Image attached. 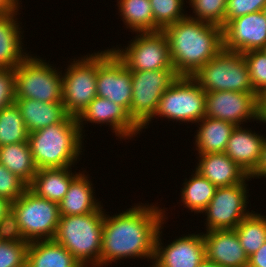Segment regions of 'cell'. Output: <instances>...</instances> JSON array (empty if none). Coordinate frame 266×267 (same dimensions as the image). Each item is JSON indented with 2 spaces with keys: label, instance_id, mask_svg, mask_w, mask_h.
Segmentation results:
<instances>
[{
  "label": "cell",
  "instance_id": "cell-1",
  "mask_svg": "<svg viewBox=\"0 0 266 267\" xmlns=\"http://www.w3.org/2000/svg\"><path fill=\"white\" fill-rule=\"evenodd\" d=\"M141 204L112 216L104 210L101 258L97 267L117 264V260L124 258H147L153 262L156 237L166 222V212L156 204Z\"/></svg>",
  "mask_w": 266,
  "mask_h": 267
},
{
  "label": "cell",
  "instance_id": "cell-2",
  "mask_svg": "<svg viewBox=\"0 0 266 267\" xmlns=\"http://www.w3.org/2000/svg\"><path fill=\"white\" fill-rule=\"evenodd\" d=\"M178 76L194 75L223 49V28L185 17L162 30Z\"/></svg>",
  "mask_w": 266,
  "mask_h": 267
},
{
  "label": "cell",
  "instance_id": "cell-3",
  "mask_svg": "<svg viewBox=\"0 0 266 267\" xmlns=\"http://www.w3.org/2000/svg\"><path fill=\"white\" fill-rule=\"evenodd\" d=\"M83 139L77 118L68 115L60 123L30 132L28 142L38 169L66 168L81 159Z\"/></svg>",
  "mask_w": 266,
  "mask_h": 267
},
{
  "label": "cell",
  "instance_id": "cell-4",
  "mask_svg": "<svg viewBox=\"0 0 266 267\" xmlns=\"http://www.w3.org/2000/svg\"><path fill=\"white\" fill-rule=\"evenodd\" d=\"M60 220L59 204L29 188L11 204L9 233L30 243L53 239Z\"/></svg>",
  "mask_w": 266,
  "mask_h": 267
},
{
  "label": "cell",
  "instance_id": "cell-5",
  "mask_svg": "<svg viewBox=\"0 0 266 267\" xmlns=\"http://www.w3.org/2000/svg\"><path fill=\"white\" fill-rule=\"evenodd\" d=\"M103 220V210L85 215L60 216L53 239L83 267H97L101 258Z\"/></svg>",
  "mask_w": 266,
  "mask_h": 267
},
{
  "label": "cell",
  "instance_id": "cell-6",
  "mask_svg": "<svg viewBox=\"0 0 266 267\" xmlns=\"http://www.w3.org/2000/svg\"><path fill=\"white\" fill-rule=\"evenodd\" d=\"M112 49L74 59L62 74V102L68 115L78 117L97 96L98 66Z\"/></svg>",
  "mask_w": 266,
  "mask_h": 267
},
{
  "label": "cell",
  "instance_id": "cell-7",
  "mask_svg": "<svg viewBox=\"0 0 266 267\" xmlns=\"http://www.w3.org/2000/svg\"><path fill=\"white\" fill-rule=\"evenodd\" d=\"M192 78L205 92L236 91L256 93L243 53L222 49Z\"/></svg>",
  "mask_w": 266,
  "mask_h": 267
},
{
  "label": "cell",
  "instance_id": "cell-8",
  "mask_svg": "<svg viewBox=\"0 0 266 267\" xmlns=\"http://www.w3.org/2000/svg\"><path fill=\"white\" fill-rule=\"evenodd\" d=\"M29 55L15 69V99L62 102V71Z\"/></svg>",
  "mask_w": 266,
  "mask_h": 267
},
{
  "label": "cell",
  "instance_id": "cell-9",
  "mask_svg": "<svg viewBox=\"0 0 266 267\" xmlns=\"http://www.w3.org/2000/svg\"><path fill=\"white\" fill-rule=\"evenodd\" d=\"M205 107L206 92L192 77L178 76L161 96L153 118L197 124L205 117Z\"/></svg>",
  "mask_w": 266,
  "mask_h": 267
},
{
  "label": "cell",
  "instance_id": "cell-10",
  "mask_svg": "<svg viewBox=\"0 0 266 267\" xmlns=\"http://www.w3.org/2000/svg\"><path fill=\"white\" fill-rule=\"evenodd\" d=\"M177 77L175 70L131 71L130 117L141 129L150 124L161 96Z\"/></svg>",
  "mask_w": 266,
  "mask_h": 267
},
{
  "label": "cell",
  "instance_id": "cell-11",
  "mask_svg": "<svg viewBox=\"0 0 266 267\" xmlns=\"http://www.w3.org/2000/svg\"><path fill=\"white\" fill-rule=\"evenodd\" d=\"M130 41L125 49H111L131 71L174 70L162 31L137 33Z\"/></svg>",
  "mask_w": 266,
  "mask_h": 267
},
{
  "label": "cell",
  "instance_id": "cell-12",
  "mask_svg": "<svg viewBox=\"0 0 266 267\" xmlns=\"http://www.w3.org/2000/svg\"><path fill=\"white\" fill-rule=\"evenodd\" d=\"M249 176L244 182L227 187H218L205 213L206 231L235 229L251 212L247 209Z\"/></svg>",
  "mask_w": 266,
  "mask_h": 267
},
{
  "label": "cell",
  "instance_id": "cell-13",
  "mask_svg": "<svg viewBox=\"0 0 266 267\" xmlns=\"http://www.w3.org/2000/svg\"><path fill=\"white\" fill-rule=\"evenodd\" d=\"M205 117L239 126L247 120L262 122L259 95L236 91L206 92Z\"/></svg>",
  "mask_w": 266,
  "mask_h": 267
},
{
  "label": "cell",
  "instance_id": "cell-14",
  "mask_svg": "<svg viewBox=\"0 0 266 267\" xmlns=\"http://www.w3.org/2000/svg\"><path fill=\"white\" fill-rule=\"evenodd\" d=\"M160 227L155 242V253L150 267H198L206 258L205 242L201 233L186 234L163 246Z\"/></svg>",
  "mask_w": 266,
  "mask_h": 267
},
{
  "label": "cell",
  "instance_id": "cell-15",
  "mask_svg": "<svg viewBox=\"0 0 266 267\" xmlns=\"http://www.w3.org/2000/svg\"><path fill=\"white\" fill-rule=\"evenodd\" d=\"M84 121L102 126L103 124L109 125L115 136L124 140H129L142 131L124 107L98 96L77 117L82 136H86L83 135Z\"/></svg>",
  "mask_w": 266,
  "mask_h": 267
},
{
  "label": "cell",
  "instance_id": "cell-16",
  "mask_svg": "<svg viewBox=\"0 0 266 267\" xmlns=\"http://www.w3.org/2000/svg\"><path fill=\"white\" fill-rule=\"evenodd\" d=\"M266 45V17L263 11L231 20L223 28V49L245 53Z\"/></svg>",
  "mask_w": 266,
  "mask_h": 267
},
{
  "label": "cell",
  "instance_id": "cell-17",
  "mask_svg": "<svg viewBox=\"0 0 266 267\" xmlns=\"http://www.w3.org/2000/svg\"><path fill=\"white\" fill-rule=\"evenodd\" d=\"M97 96L124 107L130 114L132 102L131 70L112 52L99 66Z\"/></svg>",
  "mask_w": 266,
  "mask_h": 267
},
{
  "label": "cell",
  "instance_id": "cell-18",
  "mask_svg": "<svg viewBox=\"0 0 266 267\" xmlns=\"http://www.w3.org/2000/svg\"><path fill=\"white\" fill-rule=\"evenodd\" d=\"M202 232L208 261L221 267H247L248 256L234 229Z\"/></svg>",
  "mask_w": 266,
  "mask_h": 267
},
{
  "label": "cell",
  "instance_id": "cell-19",
  "mask_svg": "<svg viewBox=\"0 0 266 267\" xmlns=\"http://www.w3.org/2000/svg\"><path fill=\"white\" fill-rule=\"evenodd\" d=\"M236 126L229 138L225 154L251 176L257 169L266 136Z\"/></svg>",
  "mask_w": 266,
  "mask_h": 267
},
{
  "label": "cell",
  "instance_id": "cell-20",
  "mask_svg": "<svg viewBox=\"0 0 266 267\" xmlns=\"http://www.w3.org/2000/svg\"><path fill=\"white\" fill-rule=\"evenodd\" d=\"M195 170L218 187L244 182L249 176L224 152L200 154Z\"/></svg>",
  "mask_w": 266,
  "mask_h": 267
},
{
  "label": "cell",
  "instance_id": "cell-21",
  "mask_svg": "<svg viewBox=\"0 0 266 267\" xmlns=\"http://www.w3.org/2000/svg\"><path fill=\"white\" fill-rule=\"evenodd\" d=\"M88 176L85 172H80L71 181L64 198L58 203L60 216L85 215L96 210H105L101 201L96 200Z\"/></svg>",
  "mask_w": 266,
  "mask_h": 267
},
{
  "label": "cell",
  "instance_id": "cell-22",
  "mask_svg": "<svg viewBox=\"0 0 266 267\" xmlns=\"http://www.w3.org/2000/svg\"><path fill=\"white\" fill-rule=\"evenodd\" d=\"M17 13L0 14V68L15 69L30 55L23 49Z\"/></svg>",
  "mask_w": 266,
  "mask_h": 267
},
{
  "label": "cell",
  "instance_id": "cell-23",
  "mask_svg": "<svg viewBox=\"0 0 266 267\" xmlns=\"http://www.w3.org/2000/svg\"><path fill=\"white\" fill-rule=\"evenodd\" d=\"M28 132H35L62 122L68 114L63 102H41L34 99H15Z\"/></svg>",
  "mask_w": 266,
  "mask_h": 267
},
{
  "label": "cell",
  "instance_id": "cell-24",
  "mask_svg": "<svg viewBox=\"0 0 266 267\" xmlns=\"http://www.w3.org/2000/svg\"><path fill=\"white\" fill-rule=\"evenodd\" d=\"M28 267H83V265L54 239L34 241L28 244Z\"/></svg>",
  "mask_w": 266,
  "mask_h": 267
},
{
  "label": "cell",
  "instance_id": "cell-25",
  "mask_svg": "<svg viewBox=\"0 0 266 267\" xmlns=\"http://www.w3.org/2000/svg\"><path fill=\"white\" fill-rule=\"evenodd\" d=\"M72 167L38 169L28 188L39 197L59 203L71 181L80 173H73Z\"/></svg>",
  "mask_w": 266,
  "mask_h": 267
},
{
  "label": "cell",
  "instance_id": "cell-26",
  "mask_svg": "<svg viewBox=\"0 0 266 267\" xmlns=\"http://www.w3.org/2000/svg\"><path fill=\"white\" fill-rule=\"evenodd\" d=\"M194 136L198 155L225 152L229 138L236 125L224 120L204 117L198 122Z\"/></svg>",
  "mask_w": 266,
  "mask_h": 267
},
{
  "label": "cell",
  "instance_id": "cell-27",
  "mask_svg": "<svg viewBox=\"0 0 266 267\" xmlns=\"http://www.w3.org/2000/svg\"><path fill=\"white\" fill-rule=\"evenodd\" d=\"M0 163L27 185L38 171L28 141L0 146Z\"/></svg>",
  "mask_w": 266,
  "mask_h": 267
},
{
  "label": "cell",
  "instance_id": "cell-28",
  "mask_svg": "<svg viewBox=\"0 0 266 267\" xmlns=\"http://www.w3.org/2000/svg\"><path fill=\"white\" fill-rule=\"evenodd\" d=\"M193 172L195 173H192V177L182 184L184 187L180 191L181 203L191 212L202 214L215 195L217 187L196 170Z\"/></svg>",
  "mask_w": 266,
  "mask_h": 267
},
{
  "label": "cell",
  "instance_id": "cell-29",
  "mask_svg": "<svg viewBox=\"0 0 266 267\" xmlns=\"http://www.w3.org/2000/svg\"><path fill=\"white\" fill-rule=\"evenodd\" d=\"M118 11L130 32H154V17L150 0H117Z\"/></svg>",
  "mask_w": 266,
  "mask_h": 267
},
{
  "label": "cell",
  "instance_id": "cell-30",
  "mask_svg": "<svg viewBox=\"0 0 266 267\" xmlns=\"http://www.w3.org/2000/svg\"><path fill=\"white\" fill-rule=\"evenodd\" d=\"M234 230L245 254L250 257L266 241V216L253 211Z\"/></svg>",
  "mask_w": 266,
  "mask_h": 267
},
{
  "label": "cell",
  "instance_id": "cell-31",
  "mask_svg": "<svg viewBox=\"0 0 266 267\" xmlns=\"http://www.w3.org/2000/svg\"><path fill=\"white\" fill-rule=\"evenodd\" d=\"M29 132L19 107L14 102L0 111V146L27 142Z\"/></svg>",
  "mask_w": 266,
  "mask_h": 267
},
{
  "label": "cell",
  "instance_id": "cell-32",
  "mask_svg": "<svg viewBox=\"0 0 266 267\" xmlns=\"http://www.w3.org/2000/svg\"><path fill=\"white\" fill-rule=\"evenodd\" d=\"M184 2V0H150L154 17V32L162 31L167 26L187 17L188 14H184Z\"/></svg>",
  "mask_w": 266,
  "mask_h": 267
},
{
  "label": "cell",
  "instance_id": "cell-33",
  "mask_svg": "<svg viewBox=\"0 0 266 267\" xmlns=\"http://www.w3.org/2000/svg\"><path fill=\"white\" fill-rule=\"evenodd\" d=\"M193 9V15L187 17L225 27V11L227 0H188Z\"/></svg>",
  "mask_w": 266,
  "mask_h": 267
},
{
  "label": "cell",
  "instance_id": "cell-34",
  "mask_svg": "<svg viewBox=\"0 0 266 267\" xmlns=\"http://www.w3.org/2000/svg\"><path fill=\"white\" fill-rule=\"evenodd\" d=\"M28 242L8 234L0 241V267H22L26 264Z\"/></svg>",
  "mask_w": 266,
  "mask_h": 267
},
{
  "label": "cell",
  "instance_id": "cell-35",
  "mask_svg": "<svg viewBox=\"0 0 266 267\" xmlns=\"http://www.w3.org/2000/svg\"><path fill=\"white\" fill-rule=\"evenodd\" d=\"M243 56L253 89L260 96L266 90V54L260 49L247 51Z\"/></svg>",
  "mask_w": 266,
  "mask_h": 267
},
{
  "label": "cell",
  "instance_id": "cell-36",
  "mask_svg": "<svg viewBox=\"0 0 266 267\" xmlns=\"http://www.w3.org/2000/svg\"><path fill=\"white\" fill-rule=\"evenodd\" d=\"M27 188L28 185L22 179L0 163V197L14 202Z\"/></svg>",
  "mask_w": 266,
  "mask_h": 267
},
{
  "label": "cell",
  "instance_id": "cell-37",
  "mask_svg": "<svg viewBox=\"0 0 266 267\" xmlns=\"http://www.w3.org/2000/svg\"><path fill=\"white\" fill-rule=\"evenodd\" d=\"M265 5L266 0H227L225 26L235 18L262 11Z\"/></svg>",
  "mask_w": 266,
  "mask_h": 267
},
{
  "label": "cell",
  "instance_id": "cell-38",
  "mask_svg": "<svg viewBox=\"0 0 266 267\" xmlns=\"http://www.w3.org/2000/svg\"><path fill=\"white\" fill-rule=\"evenodd\" d=\"M14 69L0 68V111L15 102Z\"/></svg>",
  "mask_w": 266,
  "mask_h": 267
},
{
  "label": "cell",
  "instance_id": "cell-39",
  "mask_svg": "<svg viewBox=\"0 0 266 267\" xmlns=\"http://www.w3.org/2000/svg\"><path fill=\"white\" fill-rule=\"evenodd\" d=\"M11 204L8 199L0 197V225L8 230L11 224Z\"/></svg>",
  "mask_w": 266,
  "mask_h": 267
},
{
  "label": "cell",
  "instance_id": "cell-40",
  "mask_svg": "<svg viewBox=\"0 0 266 267\" xmlns=\"http://www.w3.org/2000/svg\"><path fill=\"white\" fill-rule=\"evenodd\" d=\"M247 267H266V241L250 257H248Z\"/></svg>",
  "mask_w": 266,
  "mask_h": 267
},
{
  "label": "cell",
  "instance_id": "cell-41",
  "mask_svg": "<svg viewBox=\"0 0 266 267\" xmlns=\"http://www.w3.org/2000/svg\"><path fill=\"white\" fill-rule=\"evenodd\" d=\"M251 178H265L266 179V138L264 140L263 149L261 153L260 163L256 171L250 176Z\"/></svg>",
  "mask_w": 266,
  "mask_h": 267
},
{
  "label": "cell",
  "instance_id": "cell-42",
  "mask_svg": "<svg viewBox=\"0 0 266 267\" xmlns=\"http://www.w3.org/2000/svg\"><path fill=\"white\" fill-rule=\"evenodd\" d=\"M20 8L19 0H0V14L18 12Z\"/></svg>",
  "mask_w": 266,
  "mask_h": 267
},
{
  "label": "cell",
  "instance_id": "cell-43",
  "mask_svg": "<svg viewBox=\"0 0 266 267\" xmlns=\"http://www.w3.org/2000/svg\"><path fill=\"white\" fill-rule=\"evenodd\" d=\"M261 111L266 107V90L259 96Z\"/></svg>",
  "mask_w": 266,
  "mask_h": 267
},
{
  "label": "cell",
  "instance_id": "cell-44",
  "mask_svg": "<svg viewBox=\"0 0 266 267\" xmlns=\"http://www.w3.org/2000/svg\"><path fill=\"white\" fill-rule=\"evenodd\" d=\"M198 267H221V266L215 264L214 262L208 261L205 258V260Z\"/></svg>",
  "mask_w": 266,
  "mask_h": 267
},
{
  "label": "cell",
  "instance_id": "cell-45",
  "mask_svg": "<svg viewBox=\"0 0 266 267\" xmlns=\"http://www.w3.org/2000/svg\"><path fill=\"white\" fill-rule=\"evenodd\" d=\"M9 234V230L0 225V241Z\"/></svg>",
  "mask_w": 266,
  "mask_h": 267
},
{
  "label": "cell",
  "instance_id": "cell-46",
  "mask_svg": "<svg viewBox=\"0 0 266 267\" xmlns=\"http://www.w3.org/2000/svg\"><path fill=\"white\" fill-rule=\"evenodd\" d=\"M262 122L266 123V107L261 111Z\"/></svg>",
  "mask_w": 266,
  "mask_h": 267
},
{
  "label": "cell",
  "instance_id": "cell-47",
  "mask_svg": "<svg viewBox=\"0 0 266 267\" xmlns=\"http://www.w3.org/2000/svg\"><path fill=\"white\" fill-rule=\"evenodd\" d=\"M262 11H263V13H264V15L266 17V5L264 6V9Z\"/></svg>",
  "mask_w": 266,
  "mask_h": 267
},
{
  "label": "cell",
  "instance_id": "cell-48",
  "mask_svg": "<svg viewBox=\"0 0 266 267\" xmlns=\"http://www.w3.org/2000/svg\"><path fill=\"white\" fill-rule=\"evenodd\" d=\"M262 50L265 52L266 54V45L262 48Z\"/></svg>",
  "mask_w": 266,
  "mask_h": 267
}]
</instances>
